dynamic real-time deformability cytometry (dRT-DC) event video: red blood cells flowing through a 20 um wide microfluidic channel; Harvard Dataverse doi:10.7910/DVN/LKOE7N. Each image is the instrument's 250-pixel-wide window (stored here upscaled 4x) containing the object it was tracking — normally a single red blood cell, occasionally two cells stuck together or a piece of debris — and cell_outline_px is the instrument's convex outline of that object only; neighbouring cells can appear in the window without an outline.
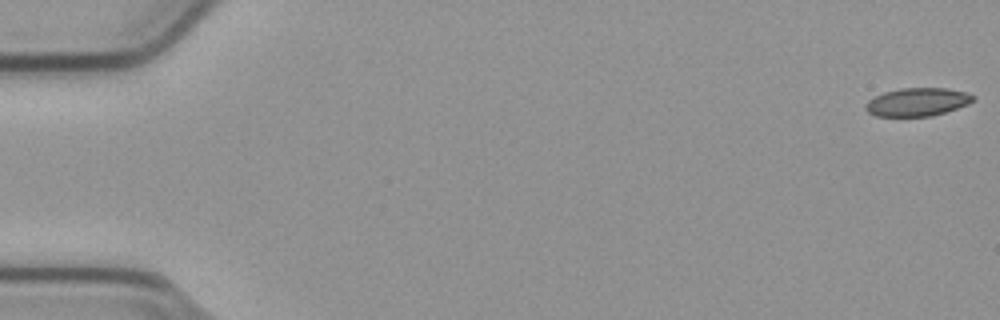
{"species": "common noctule bat (a hibernating species)", "species_latin": "Nyctalus noctula", "temperature_condition": "cold", "stored_images_in_passage": 55, "camera_frame_rate_fps": 3000, "um_per_image_px": 0.085, "animal": {"sex": "male", "body_mass_g": 23.1, "forearm_length_mm": 52.7}, "frame": {"image": 1, "passage_image": 1, "time_ms": 0.0, "image_size_px": [1000, 320], "cell_outline_px": [[976, 100], [968, 104], [932, 116], [876, 116], [868, 112], [864, 108], [864, 104], [868, 100], [884, 92], [900, 88], [948, 88], [968, 92], [976, 96]], "centroid_in_image_um": [78.0, 8.66], "position_along_channel_um": 7.0, "area_um2": 17.8}}
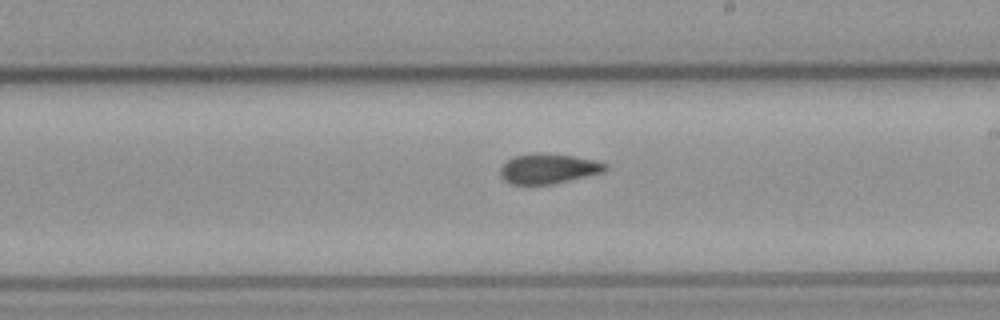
{"frame": {"image": 2, "passage_image": 32, "time_ms": 10.333, "image_size_px": [1000, 320], "cell_outline_px": [[608, 168], [604, 172], [568, 180], [548, 184], [512, 184], [504, 180], [500, 176], [500, 168], [512, 156], [532, 152], [544, 152], [572, 156], [596, 160], [608, 164]], "centroid_in_image_um": [46.6, 14.31], "position_along_channel_um": 242.4, "area_um2": 18.44}}
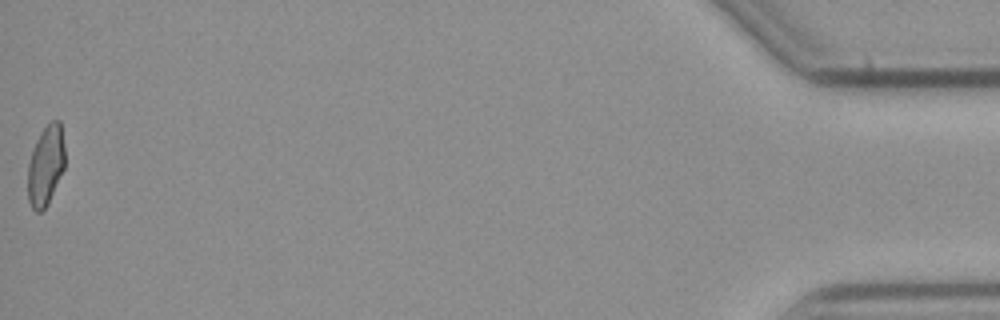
{"frame": {"image": 3, "passage_image": 55, "time_ms": 18.0, "image_size_px": [1000, 320], "cell_outline_px": [[64, 168], [48, 204], [40, 212], [36, 212], [32, 208], [28, 200], [28, 164], [36, 140], [40, 132], [52, 120], [60, 120], [64, 144]], "centroid_in_image_um": [3.88, 14.07], "position_along_channel_um": 431.3, "area_um2": 17.22}, "authors_computed_cell_mechanics": {"area_um2": 18.4382, "velocity_mm_per_s": 3.791, "shape_relaxation_time_tau1_ms": null, "shape_relaxation_time_tau2_ms": 2.5635, "deformation_change_tau1": null, "deformation_change_tau2": 0.0792}}